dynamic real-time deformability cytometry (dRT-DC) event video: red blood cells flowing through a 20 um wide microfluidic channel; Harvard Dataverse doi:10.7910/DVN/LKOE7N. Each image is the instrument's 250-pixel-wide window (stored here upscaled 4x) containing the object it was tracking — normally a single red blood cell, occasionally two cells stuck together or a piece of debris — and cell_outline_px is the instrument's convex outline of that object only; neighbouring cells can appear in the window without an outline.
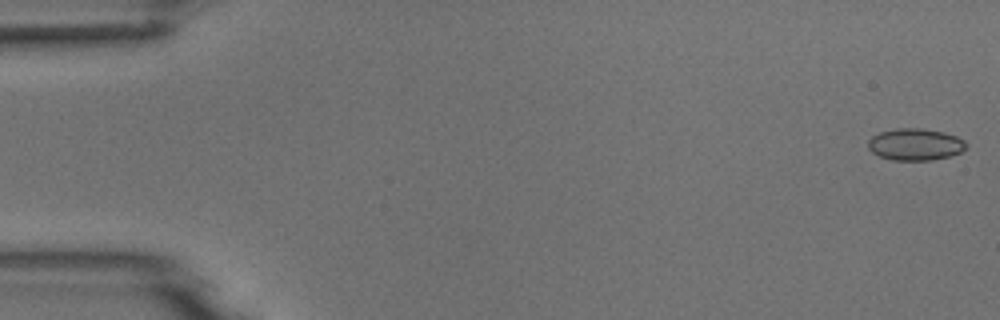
{"species": "common noctule bat (a hibernating species)", "species_latin": "Nyctalus noctula", "temperature_condition": "room temperature", "stored_images_in_passage": 5, "camera_frame_rate_fps": 3000, "um_per_image_px": 0.085, "animal": {"sex": "male", "body_mass_g": 18.8}, "frame": {"image": 1, "passage_image": 1, "time_ms": 0.0, "image_size_px": [1000, 320], "cell_outline_px": [[968, 148], [960, 152], [948, 156], [932, 160], [892, 160], [880, 156], [872, 152], [868, 148], [868, 140], [872, 136], [880, 132], [896, 128], [920, 128], [944, 132], [956, 136], [964, 140], [968, 144]], "centroid_in_image_um": [77.81, 12.27], "position_along_channel_um": 7.2, "area_um2": 18.26}}
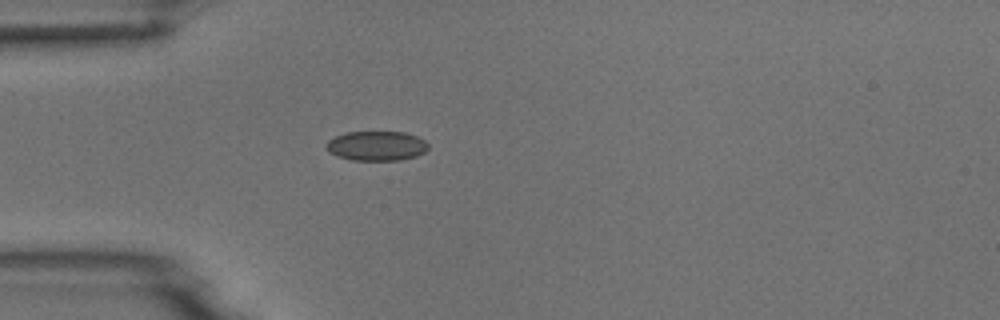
{"frame": {"image": 2, "passage_image": 5, "time_ms": 4.667, "image_size_px": [1000, 320], "cell_outline_px": [[428, 148], [424, 152], [416, 156], [400, 160], [352, 160], [336, 156], [328, 152], [328, 140], [336, 136], [348, 132], [404, 132], [416, 136], [424, 140], [428, 144]], "centroid_in_image_um": [32.02, 12.4], "position_along_channel_um": 53.0, "area_um2": 17.46}}